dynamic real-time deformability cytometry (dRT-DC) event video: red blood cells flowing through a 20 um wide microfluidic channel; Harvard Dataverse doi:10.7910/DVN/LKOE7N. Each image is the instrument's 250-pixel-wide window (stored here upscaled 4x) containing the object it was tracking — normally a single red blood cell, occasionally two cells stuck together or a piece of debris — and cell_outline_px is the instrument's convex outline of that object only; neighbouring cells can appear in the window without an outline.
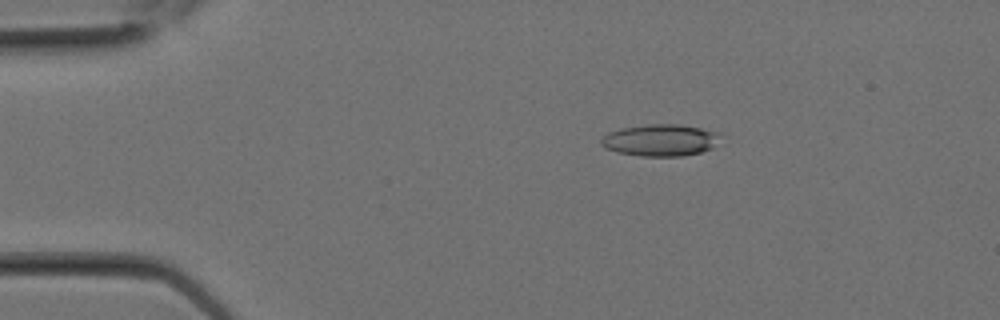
{"species": "Egyptian fruit bat (a non-hibernating species)", "species_latin": "Rousettus aegyptiacus", "temperature_condition": "room temperature", "stored_images_in_passage": 2, "camera_frame_rate_fps": 3000, "um_per_image_px": 0.085, "animal": {"sex": "female"}, "frame": {"image": 1, "passage_image": 2, "time_ms": 0.333, "image_size_px": [1000, 320], "cell_outline_px": [[720, 132], [712, 148], [700, 152], [684, 156], [640, 156], [616, 152], [604, 148], [600, 144], [600, 140], [608, 132], [620, 128], [644, 124], [680, 124]], "centroid_in_image_um": [56.07, 11.91], "position_along_channel_um": 28.9, "area_um2": 22.2}}